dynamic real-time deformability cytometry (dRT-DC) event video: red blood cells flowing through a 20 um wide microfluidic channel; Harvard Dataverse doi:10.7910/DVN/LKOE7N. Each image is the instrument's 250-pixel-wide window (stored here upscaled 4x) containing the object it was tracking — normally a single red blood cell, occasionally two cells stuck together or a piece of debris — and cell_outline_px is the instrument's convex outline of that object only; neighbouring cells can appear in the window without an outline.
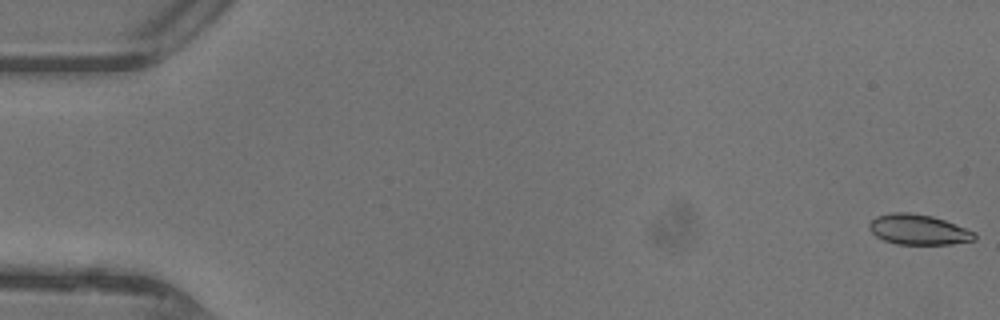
{"species": "common noctule bat (a hibernating species)", "species_latin": "Nyctalus noctula", "temperature_condition": "warm", "stored_images_in_passage": 48, "camera_frame_rate_fps": 3000, "um_per_image_px": 0.085, "animal": {"sex": "female"}, "frame": {"image": 1, "passage_image": 1, "time_ms": 0.0, "image_size_px": [1000, 320], "cell_outline_px": [[976, 240], [952, 244], [896, 244], [884, 240], [876, 236], [868, 228], [868, 224], [876, 216], [892, 212], [908, 212], [932, 216], [944, 220], [976, 232]], "centroid_in_image_um": [78.06, 19.51], "position_along_channel_um": 6.9, "area_um2": 18.61}}
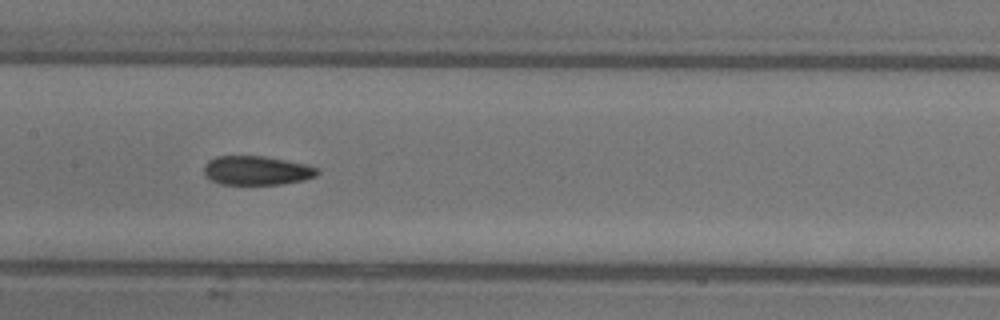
{"frame": {"image": 2, "passage_image": 24, "time_ms": 7.667, "image_size_px": [1000, 320], "cell_outline_px": [[320, 172], [316, 176], [304, 180], [280, 184], [220, 184], [204, 176], [204, 164], [208, 160], [216, 156], [264, 156], [304, 164], [320, 168]], "centroid_in_image_um": [21.81, 14.49], "position_along_channel_um": 185.6, "area_um2": 19.25}}
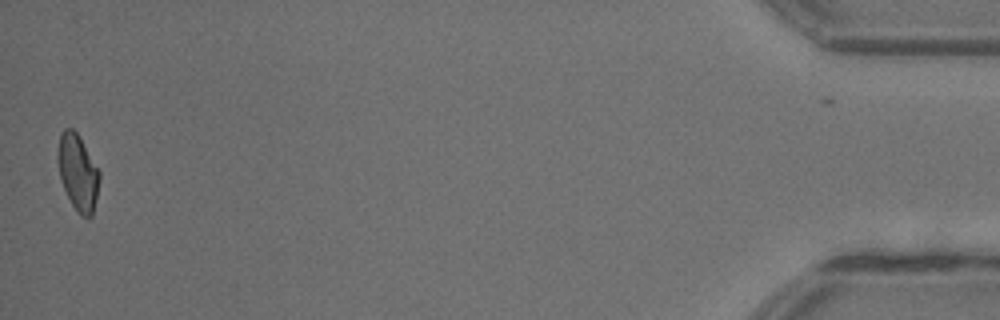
{"frame": {"image": 3, "passage_image": 47, "time_ms": 15.333, "image_size_px": [1000, 320], "cell_outline_px": [[100, 180], [92, 216], [88, 220], [80, 216], [76, 212], [60, 180], [56, 160], [56, 152], [60, 132], [64, 128], [72, 128], [76, 132], [100, 172]], "centroid_in_image_um": [6.59, 14.67], "position_along_channel_um": 428.6, "area_um2": 18.73}, "authors_computed_cell_mechanics": {"area_um2": 19.2185, "velocity_mm_per_s": 4.4434, "shape_relaxation_time_tau1_ms": null, "shape_relaxation_time_tau2_ms": 2.725, "deformation_change_tau1": null, "deformation_change_tau2": 0.074}}